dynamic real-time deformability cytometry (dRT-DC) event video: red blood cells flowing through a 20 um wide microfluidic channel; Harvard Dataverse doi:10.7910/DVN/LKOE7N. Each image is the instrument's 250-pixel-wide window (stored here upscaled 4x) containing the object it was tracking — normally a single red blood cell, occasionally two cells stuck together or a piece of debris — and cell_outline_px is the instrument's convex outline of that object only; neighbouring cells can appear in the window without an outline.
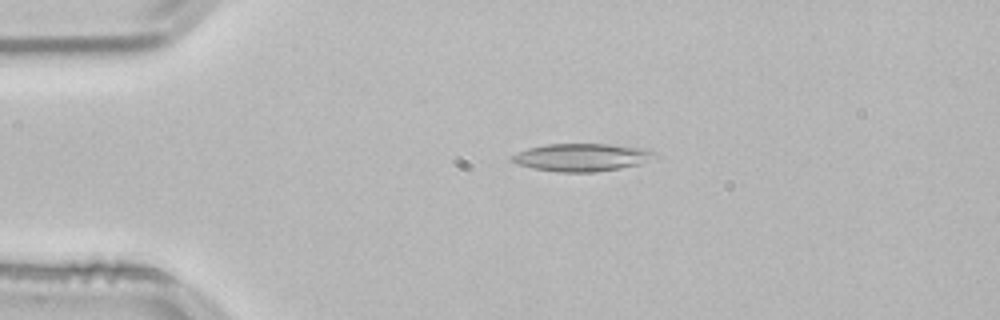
{"species": "common noctule bat (a hibernating species)", "species_latin": "Nyctalus noctula", "temperature_condition": "room temperature", "stored_images_in_passage": 53, "camera_frame_rate_fps": 3000, "um_per_image_px": 0.085, "animal": {"sex": "male", "body_mass_g": 21.5, "forearm_length_mm": 52.0}, "frame": {"image": 1, "passage_image": 11, "time_ms": 3.333, "image_size_px": [1000, 320], "cell_outline_px": [[656, 156], [640, 164], [620, 168], [596, 172], [556, 172], [532, 168], [516, 164], [508, 160], [508, 156], [516, 152], [528, 148], [544, 144], [612, 144], [636, 148], [656, 152]], "centroid_in_image_um": [49.33, 13.38], "position_along_channel_um": 35.7, "area_um2": 23.18}}
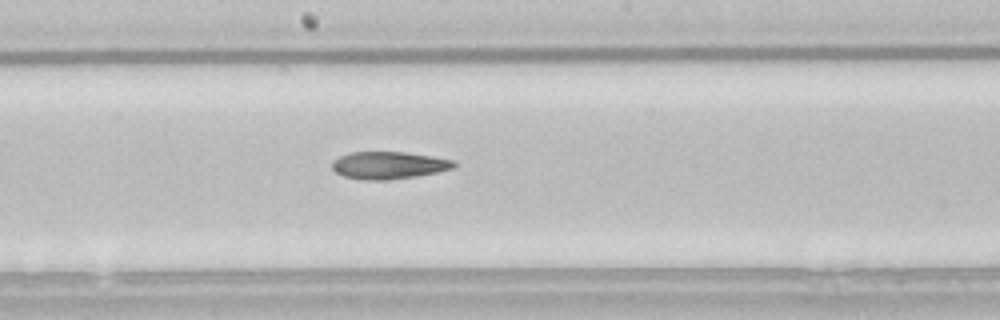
{"frame": {"image": 2, "passage_image": 28, "time_ms": 9.0, "image_size_px": [1000, 320], "cell_outline_px": [[456, 164], [452, 168], [436, 172], [416, 176], [388, 180], [364, 180], [344, 176], [336, 172], [332, 168], [332, 160], [348, 152], [404, 152], [452, 160]], "centroid_in_image_um": [32.97, 14.05], "position_along_channel_um": 215.2, "area_um2": 19.19}}
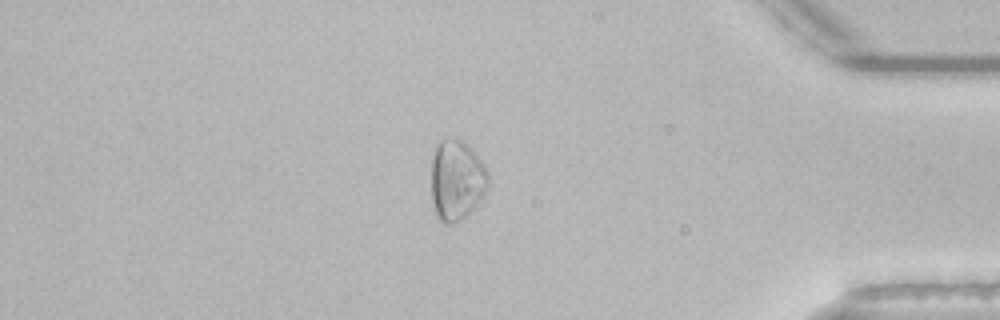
{"frame": {"image": 3, "passage_image": 45, "time_ms": 14.667, "image_size_px": [1000, 320], "cell_outline_px": [[488, 184], [476, 204], [460, 220], [452, 224], [444, 224], [436, 216], [432, 200], [432, 160], [436, 148], [440, 140], [456, 136], [472, 148], [488, 172]], "centroid_in_image_um": [38.79, 15.28], "position_along_channel_um": 396.4, "area_um2": 26.36}, "authors_computed_cell_mechanics": {"area_um2": 22.7732, "velocity_mm_per_s": 3.802, "shape_relaxation_time_tau1_ms": null, "shape_relaxation_time_tau2_ms": 4.4933, "deformation_change_tau1": null, "deformation_change_tau2": 0.1548}}